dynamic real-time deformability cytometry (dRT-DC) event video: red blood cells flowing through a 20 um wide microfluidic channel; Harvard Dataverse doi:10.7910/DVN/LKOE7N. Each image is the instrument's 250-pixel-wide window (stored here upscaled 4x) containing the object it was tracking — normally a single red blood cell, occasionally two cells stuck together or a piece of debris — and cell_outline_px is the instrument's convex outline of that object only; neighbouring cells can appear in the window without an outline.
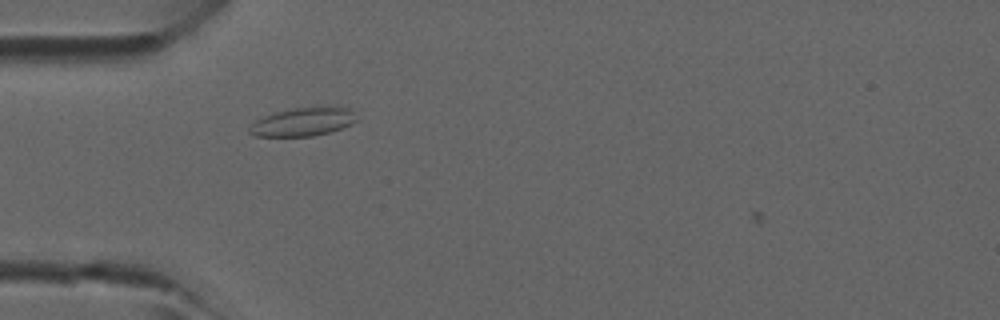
{"species": "common noctule bat (a hibernating species)", "species_latin": "Nyctalus noctula", "temperature_condition": "room temperature", "stored_images_in_passage": 3, "camera_frame_rate_fps": 3000, "um_per_image_px": 0.085, "animal": {"sex": "male", "forearm_length_mm": 52.5}, "frame": {"image": 1, "passage_image": 3, "time_ms": 0.667, "image_size_px": [1000, 320], "cell_outline_px": [[356, 120], [352, 124], [332, 132], [312, 136], [256, 136], [248, 132], [248, 128], [256, 120], [264, 116], [276, 112], [296, 108], [336, 104], [348, 108], [352, 112]], "centroid_in_image_um": [25.8, 10.33], "position_along_channel_um": 59.2, "area_um2": 18.03}}